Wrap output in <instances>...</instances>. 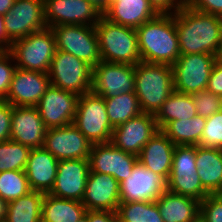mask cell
Masks as SVG:
<instances>
[{"label":"cell","instance_id":"681fc988","mask_svg":"<svg viewBox=\"0 0 222 222\" xmlns=\"http://www.w3.org/2000/svg\"><path fill=\"white\" fill-rule=\"evenodd\" d=\"M214 58H215V64L222 66V44L216 50V52L214 54Z\"/></svg>","mask_w":222,"mask_h":222},{"label":"cell","instance_id":"484cf974","mask_svg":"<svg viewBox=\"0 0 222 222\" xmlns=\"http://www.w3.org/2000/svg\"><path fill=\"white\" fill-rule=\"evenodd\" d=\"M164 222H195L200 215V201L166 190L157 200Z\"/></svg>","mask_w":222,"mask_h":222},{"label":"cell","instance_id":"f546056e","mask_svg":"<svg viewBox=\"0 0 222 222\" xmlns=\"http://www.w3.org/2000/svg\"><path fill=\"white\" fill-rule=\"evenodd\" d=\"M45 193L30 191L27 195L7 203L4 222H41Z\"/></svg>","mask_w":222,"mask_h":222},{"label":"cell","instance_id":"30bf717a","mask_svg":"<svg viewBox=\"0 0 222 222\" xmlns=\"http://www.w3.org/2000/svg\"><path fill=\"white\" fill-rule=\"evenodd\" d=\"M214 64L213 54L180 55L172 65L174 90L189 95L205 90Z\"/></svg>","mask_w":222,"mask_h":222},{"label":"cell","instance_id":"d590c367","mask_svg":"<svg viewBox=\"0 0 222 222\" xmlns=\"http://www.w3.org/2000/svg\"><path fill=\"white\" fill-rule=\"evenodd\" d=\"M199 145L222 149V110L206 118Z\"/></svg>","mask_w":222,"mask_h":222},{"label":"cell","instance_id":"277c9868","mask_svg":"<svg viewBox=\"0 0 222 222\" xmlns=\"http://www.w3.org/2000/svg\"><path fill=\"white\" fill-rule=\"evenodd\" d=\"M95 29L103 61L130 65L141 62L135 28L113 23L102 15Z\"/></svg>","mask_w":222,"mask_h":222},{"label":"cell","instance_id":"e575fe53","mask_svg":"<svg viewBox=\"0 0 222 222\" xmlns=\"http://www.w3.org/2000/svg\"><path fill=\"white\" fill-rule=\"evenodd\" d=\"M31 148L13 140L0 143V172L25 170Z\"/></svg>","mask_w":222,"mask_h":222},{"label":"cell","instance_id":"74e56055","mask_svg":"<svg viewBox=\"0 0 222 222\" xmlns=\"http://www.w3.org/2000/svg\"><path fill=\"white\" fill-rule=\"evenodd\" d=\"M199 219L202 222H222V198L209 194L200 202Z\"/></svg>","mask_w":222,"mask_h":222},{"label":"cell","instance_id":"f6af8a7d","mask_svg":"<svg viewBox=\"0 0 222 222\" xmlns=\"http://www.w3.org/2000/svg\"><path fill=\"white\" fill-rule=\"evenodd\" d=\"M12 41L7 37L4 16L0 15V51H9Z\"/></svg>","mask_w":222,"mask_h":222},{"label":"cell","instance_id":"e0dca14e","mask_svg":"<svg viewBox=\"0 0 222 222\" xmlns=\"http://www.w3.org/2000/svg\"><path fill=\"white\" fill-rule=\"evenodd\" d=\"M88 160L91 172L111 175L121 183L131 175L138 157L116 148L110 142L93 144Z\"/></svg>","mask_w":222,"mask_h":222},{"label":"cell","instance_id":"5b68a950","mask_svg":"<svg viewBox=\"0 0 222 222\" xmlns=\"http://www.w3.org/2000/svg\"><path fill=\"white\" fill-rule=\"evenodd\" d=\"M56 50L54 33L46 27L13 41L9 52L17 68L48 73Z\"/></svg>","mask_w":222,"mask_h":222},{"label":"cell","instance_id":"3957f363","mask_svg":"<svg viewBox=\"0 0 222 222\" xmlns=\"http://www.w3.org/2000/svg\"><path fill=\"white\" fill-rule=\"evenodd\" d=\"M173 91L172 66L142 61L135 65L134 92L142 112L155 115Z\"/></svg>","mask_w":222,"mask_h":222},{"label":"cell","instance_id":"8d00e7d4","mask_svg":"<svg viewBox=\"0 0 222 222\" xmlns=\"http://www.w3.org/2000/svg\"><path fill=\"white\" fill-rule=\"evenodd\" d=\"M197 115L208 118L222 110V97L209 92L207 89L192 95Z\"/></svg>","mask_w":222,"mask_h":222},{"label":"cell","instance_id":"7402d4cb","mask_svg":"<svg viewBox=\"0 0 222 222\" xmlns=\"http://www.w3.org/2000/svg\"><path fill=\"white\" fill-rule=\"evenodd\" d=\"M46 127L36 107L13 106L10 140L33 148L43 147Z\"/></svg>","mask_w":222,"mask_h":222},{"label":"cell","instance_id":"9c48e42d","mask_svg":"<svg viewBox=\"0 0 222 222\" xmlns=\"http://www.w3.org/2000/svg\"><path fill=\"white\" fill-rule=\"evenodd\" d=\"M57 50L70 53L95 67L102 59L95 26L58 25L51 27Z\"/></svg>","mask_w":222,"mask_h":222},{"label":"cell","instance_id":"816d5d0a","mask_svg":"<svg viewBox=\"0 0 222 222\" xmlns=\"http://www.w3.org/2000/svg\"><path fill=\"white\" fill-rule=\"evenodd\" d=\"M218 195L222 198V192L218 193Z\"/></svg>","mask_w":222,"mask_h":222},{"label":"cell","instance_id":"c3c4849f","mask_svg":"<svg viewBox=\"0 0 222 222\" xmlns=\"http://www.w3.org/2000/svg\"><path fill=\"white\" fill-rule=\"evenodd\" d=\"M7 210V202L0 197V222H4Z\"/></svg>","mask_w":222,"mask_h":222},{"label":"cell","instance_id":"ac0fdd59","mask_svg":"<svg viewBox=\"0 0 222 222\" xmlns=\"http://www.w3.org/2000/svg\"><path fill=\"white\" fill-rule=\"evenodd\" d=\"M155 115L144 113L113 128L111 143L124 152L138 156L143 146L158 131Z\"/></svg>","mask_w":222,"mask_h":222},{"label":"cell","instance_id":"7bdbcfd3","mask_svg":"<svg viewBox=\"0 0 222 222\" xmlns=\"http://www.w3.org/2000/svg\"><path fill=\"white\" fill-rule=\"evenodd\" d=\"M206 89L222 97V66L214 64Z\"/></svg>","mask_w":222,"mask_h":222},{"label":"cell","instance_id":"7a4b0ae2","mask_svg":"<svg viewBox=\"0 0 222 222\" xmlns=\"http://www.w3.org/2000/svg\"><path fill=\"white\" fill-rule=\"evenodd\" d=\"M141 61L172 66L180 56L174 14H158L136 28Z\"/></svg>","mask_w":222,"mask_h":222},{"label":"cell","instance_id":"f35d334b","mask_svg":"<svg viewBox=\"0 0 222 222\" xmlns=\"http://www.w3.org/2000/svg\"><path fill=\"white\" fill-rule=\"evenodd\" d=\"M16 64L9 51H0V98L3 100L9 91Z\"/></svg>","mask_w":222,"mask_h":222},{"label":"cell","instance_id":"ab89813d","mask_svg":"<svg viewBox=\"0 0 222 222\" xmlns=\"http://www.w3.org/2000/svg\"><path fill=\"white\" fill-rule=\"evenodd\" d=\"M13 106L5 101H0V143L10 140L11 117Z\"/></svg>","mask_w":222,"mask_h":222},{"label":"cell","instance_id":"ee69618b","mask_svg":"<svg viewBox=\"0 0 222 222\" xmlns=\"http://www.w3.org/2000/svg\"><path fill=\"white\" fill-rule=\"evenodd\" d=\"M88 222H119L116 212L88 210Z\"/></svg>","mask_w":222,"mask_h":222},{"label":"cell","instance_id":"4dcf8cb0","mask_svg":"<svg viewBox=\"0 0 222 222\" xmlns=\"http://www.w3.org/2000/svg\"><path fill=\"white\" fill-rule=\"evenodd\" d=\"M206 118L196 115L187 120H173L161 131L175 145L197 146L200 144Z\"/></svg>","mask_w":222,"mask_h":222},{"label":"cell","instance_id":"bcb514c9","mask_svg":"<svg viewBox=\"0 0 222 222\" xmlns=\"http://www.w3.org/2000/svg\"><path fill=\"white\" fill-rule=\"evenodd\" d=\"M103 14L110 6L111 0H86Z\"/></svg>","mask_w":222,"mask_h":222},{"label":"cell","instance_id":"f907efd6","mask_svg":"<svg viewBox=\"0 0 222 222\" xmlns=\"http://www.w3.org/2000/svg\"><path fill=\"white\" fill-rule=\"evenodd\" d=\"M76 222H88V210H86L85 215H83L79 220Z\"/></svg>","mask_w":222,"mask_h":222},{"label":"cell","instance_id":"44dd1931","mask_svg":"<svg viewBox=\"0 0 222 222\" xmlns=\"http://www.w3.org/2000/svg\"><path fill=\"white\" fill-rule=\"evenodd\" d=\"M81 202L86 210L116 212L120 204V183L111 175L89 171Z\"/></svg>","mask_w":222,"mask_h":222},{"label":"cell","instance_id":"f1b7e54d","mask_svg":"<svg viewBox=\"0 0 222 222\" xmlns=\"http://www.w3.org/2000/svg\"><path fill=\"white\" fill-rule=\"evenodd\" d=\"M197 115L192 95L173 91L155 114L156 124L162 130L173 120H187Z\"/></svg>","mask_w":222,"mask_h":222},{"label":"cell","instance_id":"d4e9b609","mask_svg":"<svg viewBox=\"0 0 222 222\" xmlns=\"http://www.w3.org/2000/svg\"><path fill=\"white\" fill-rule=\"evenodd\" d=\"M102 15L113 23L136 29L158 13L148 0H112Z\"/></svg>","mask_w":222,"mask_h":222},{"label":"cell","instance_id":"2e32d148","mask_svg":"<svg viewBox=\"0 0 222 222\" xmlns=\"http://www.w3.org/2000/svg\"><path fill=\"white\" fill-rule=\"evenodd\" d=\"M78 95L50 85L35 106L45 127H63L73 123Z\"/></svg>","mask_w":222,"mask_h":222},{"label":"cell","instance_id":"4316f807","mask_svg":"<svg viewBox=\"0 0 222 222\" xmlns=\"http://www.w3.org/2000/svg\"><path fill=\"white\" fill-rule=\"evenodd\" d=\"M197 174L210 194L222 192V149L196 146Z\"/></svg>","mask_w":222,"mask_h":222},{"label":"cell","instance_id":"1f68e13d","mask_svg":"<svg viewBox=\"0 0 222 222\" xmlns=\"http://www.w3.org/2000/svg\"><path fill=\"white\" fill-rule=\"evenodd\" d=\"M104 101L108 120L113 128L142 113L135 92L121 93L104 98Z\"/></svg>","mask_w":222,"mask_h":222},{"label":"cell","instance_id":"60d3db41","mask_svg":"<svg viewBox=\"0 0 222 222\" xmlns=\"http://www.w3.org/2000/svg\"><path fill=\"white\" fill-rule=\"evenodd\" d=\"M185 5L191 9L222 18V0H186Z\"/></svg>","mask_w":222,"mask_h":222},{"label":"cell","instance_id":"836d02e7","mask_svg":"<svg viewBox=\"0 0 222 222\" xmlns=\"http://www.w3.org/2000/svg\"><path fill=\"white\" fill-rule=\"evenodd\" d=\"M31 191L25 170L0 172V197L7 203Z\"/></svg>","mask_w":222,"mask_h":222},{"label":"cell","instance_id":"ffe728a7","mask_svg":"<svg viewBox=\"0 0 222 222\" xmlns=\"http://www.w3.org/2000/svg\"><path fill=\"white\" fill-rule=\"evenodd\" d=\"M88 159H68L58 161L57 175L49 192L52 196L81 202L89 174Z\"/></svg>","mask_w":222,"mask_h":222},{"label":"cell","instance_id":"603a6c76","mask_svg":"<svg viewBox=\"0 0 222 222\" xmlns=\"http://www.w3.org/2000/svg\"><path fill=\"white\" fill-rule=\"evenodd\" d=\"M58 160L44 147L30 151L25 168L31 191L49 193L57 175Z\"/></svg>","mask_w":222,"mask_h":222},{"label":"cell","instance_id":"d6986e66","mask_svg":"<svg viewBox=\"0 0 222 222\" xmlns=\"http://www.w3.org/2000/svg\"><path fill=\"white\" fill-rule=\"evenodd\" d=\"M50 86L48 73L15 69L7 96L12 106L35 107Z\"/></svg>","mask_w":222,"mask_h":222},{"label":"cell","instance_id":"cb8c5ba5","mask_svg":"<svg viewBox=\"0 0 222 222\" xmlns=\"http://www.w3.org/2000/svg\"><path fill=\"white\" fill-rule=\"evenodd\" d=\"M174 149L175 144L161 130H158L143 146L137 156L138 161L167 181L172 168Z\"/></svg>","mask_w":222,"mask_h":222},{"label":"cell","instance_id":"7dc6e473","mask_svg":"<svg viewBox=\"0 0 222 222\" xmlns=\"http://www.w3.org/2000/svg\"><path fill=\"white\" fill-rule=\"evenodd\" d=\"M15 0H0V15H5L8 11H10L13 6Z\"/></svg>","mask_w":222,"mask_h":222},{"label":"cell","instance_id":"d6a6232c","mask_svg":"<svg viewBox=\"0 0 222 222\" xmlns=\"http://www.w3.org/2000/svg\"><path fill=\"white\" fill-rule=\"evenodd\" d=\"M116 215L119 222H164L156 201L120 203Z\"/></svg>","mask_w":222,"mask_h":222},{"label":"cell","instance_id":"52a82bcc","mask_svg":"<svg viewBox=\"0 0 222 222\" xmlns=\"http://www.w3.org/2000/svg\"><path fill=\"white\" fill-rule=\"evenodd\" d=\"M195 160L196 146L175 145L167 190L201 202L210 193L202 186Z\"/></svg>","mask_w":222,"mask_h":222},{"label":"cell","instance_id":"8992f818","mask_svg":"<svg viewBox=\"0 0 222 222\" xmlns=\"http://www.w3.org/2000/svg\"><path fill=\"white\" fill-rule=\"evenodd\" d=\"M73 124L92 143H110L113 133L104 97L92 91L78 97Z\"/></svg>","mask_w":222,"mask_h":222},{"label":"cell","instance_id":"5bb4252c","mask_svg":"<svg viewBox=\"0 0 222 222\" xmlns=\"http://www.w3.org/2000/svg\"><path fill=\"white\" fill-rule=\"evenodd\" d=\"M47 27L58 25L95 26L101 12L86 0H44Z\"/></svg>","mask_w":222,"mask_h":222},{"label":"cell","instance_id":"9a60e30c","mask_svg":"<svg viewBox=\"0 0 222 222\" xmlns=\"http://www.w3.org/2000/svg\"><path fill=\"white\" fill-rule=\"evenodd\" d=\"M167 190V181L139 161L120 183V203L156 201Z\"/></svg>","mask_w":222,"mask_h":222},{"label":"cell","instance_id":"b9f144b4","mask_svg":"<svg viewBox=\"0 0 222 222\" xmlns=\"http://www.w3.org/2000/svg\"><path fill=\"white\" fill-rule=\"evenodd\" d=\"M150 5L158 14H174L183 5L186 0H148Z\"/></svg>","mask_w":222,"mask_h":222},{"label":"cell","instance_id":"4fadbf2b","mask_svg":"<svg viewBox=\"0 0 222 222\" xmlns=\"http://www.w3.org/2000/svg\"><path fill=\"white\" fill-rule=\"evenodd\" d=\"M92 143L71 123L46 129L43 147L58 161L89 159Z\"/></svg>","mask_w":222,"mask_h":222},{"label":"cell","instance_id":"8fae6325","mask_svg":"<svg viewBox=\"0 0 222 222\" xmlns=\"http://www.w3.org/2000/svg\"><path fill=\"white\" fill-rule=\"evenodd\" d=\"M135 65L101 60L93 67L92 88L94 94L109 98L121 93L134 92Z\"/></svg>","mask_w":222,"mask_h":222},{"label":"cell","instance_id":"6da1fadb","mask_svg":"<svg viewBox=\"0 0 222 222\" xmlns=\"http://www.w3.org/2000/svg\"><path fill=\"white\" fill-rule=\"evenodd\" d=\"M180 55L215 54L222 44V18L183 5L175 13Z\"/></svg>","mask_w":222,"mask_h":222},{"label":"cell","instance_id":"ba28073f","mask_svg":"<svg viewBox=\"0 0 222 222\" xmlns=\"http://www.w3.org/2000/svg\"><path fill=\"white\" fill-rule=\"evenodd\" d=\"M48 76L50 85L81 96L91 92L93 67L70 53L56 50Z\"/></svg>","mask_w":222,"mask_h":222},{"label":"cell","instance_id":"83f0119b","mask_svg":"<svg viewBox=\"0 0 222 222\" xmlns=\"http://www.w3.org/2000/svg\"><path fill=\"white\" fill-rule=\"evenodd\" d=\"M86 213L82 202L45 193L42 201L41 222H76Z\"/></svg>","mask_w":222,"mask_h":222},{"label":"cell","instance_id":"7c38bea8","mask_svg":"<svg viewBox=\"0 0 222 222\" xmlns=\"http://www.w3.org/2000/svg\"><path fill=\"white\" fill-rule=\"evenodd\" d=\"M7 37L13 42L45 29L44 0H15L4 15Z\"/></svg>","mask_w":222,"mask_h":222}]
</instances>
